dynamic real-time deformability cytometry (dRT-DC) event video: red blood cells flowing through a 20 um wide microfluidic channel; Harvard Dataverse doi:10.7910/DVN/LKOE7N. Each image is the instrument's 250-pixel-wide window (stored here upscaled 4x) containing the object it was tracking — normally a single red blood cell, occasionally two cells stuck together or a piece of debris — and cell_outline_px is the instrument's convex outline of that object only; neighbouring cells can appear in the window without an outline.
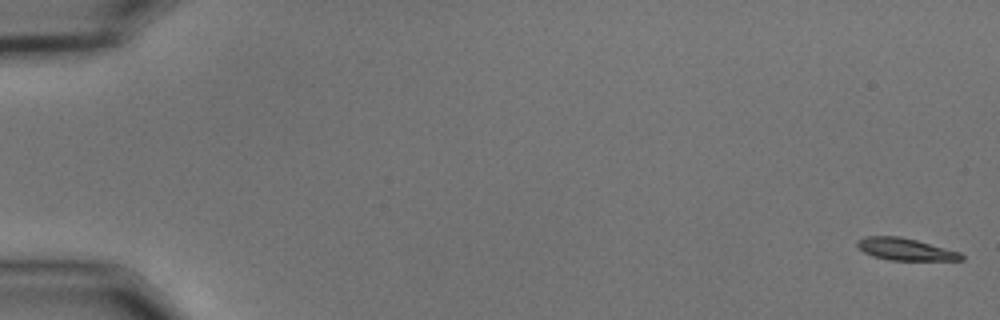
{"species": "common noctule bat (a hibernating species)", "species_latin": "Nyctalus noctula", "temperature_condition": "cold", "stored_images_in_passage": 15, "camera_frame_rate_fps": 3000, "um_per_image_px": 0.085, "animal": {"sex": "male", "body_mass_g": 15.6}, "frame": {"image": 1, "passage_image": 1, "time_ms": 0.0, "image_size_px": [1000, 320], "cell_outline_px": [[964, 260], [888, 260], [872, 256], [864, 252], [856, 244], [856, 240], [864, 236], [900, 236], [916, 240], [960, 252], [964, 256]], "centroid_in_image_um": [76.93, 21.18], "position_along_channel_um": 8.1, "area_um2": 13.41}}
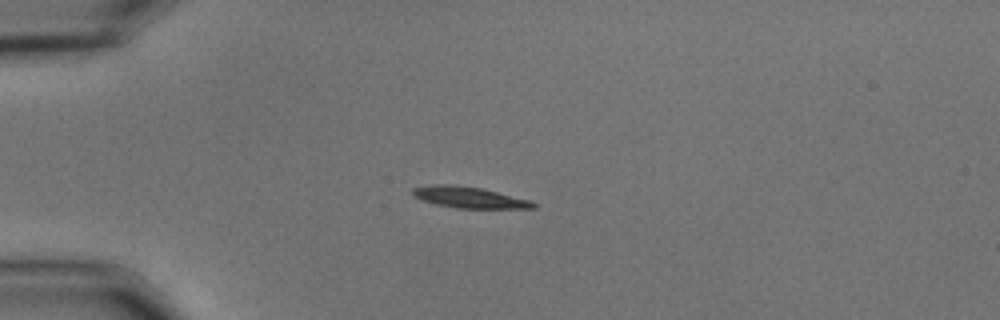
{"frame": {"image": 2, "passage_image": 15, "time_ms": 4.667, "image_size_px": [1000, 320], "cell_outline_px": [[536, 208], [456, 208], [436, 204], [424, 200], [416, 196], [412, 192], [412, 188], [432, 184], [452, 184], [480, 188], [528, 200], [536, 204]], "centroid_in_image_um": [39.85, 16.77], "position_along_channel_um": 45.2, "area_um2": 14.51}}